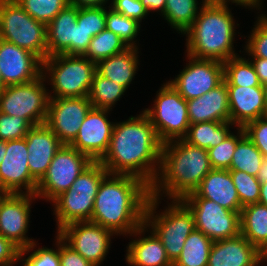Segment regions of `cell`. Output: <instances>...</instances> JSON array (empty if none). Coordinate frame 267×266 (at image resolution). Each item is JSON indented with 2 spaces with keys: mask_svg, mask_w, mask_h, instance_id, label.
Here are the masks:
<instances>
[{
  "mask_svg": "<svg viewBox=\"0 0 267 266\" xmlns=\"http://www.w3.org/2000/svg\"><path fill=\"white\" fill-rule=\"evenodd\" d=\"M162 142L142 111L115 122L110 144L99 161L111 174L132 175L151 186L160 169Z\"/></svg>",
  "mask_w": 267,
  "mask_h": 266,
  "instance_id": "cell-1",
  "label": "cell"
},
{
  "mask_svg": "<svg viewBox=\"0 0 267 266\" xmlns=\"http://www.w3.org/2000/svg\"><path fill=\"white\" fill-rule=\"evenodd\" d=\"M150 186L142 179L108 173L98 188L91 222L118 235H130L144 224Z\"/></svg>",
  "mask_w": 267,
  "mask_h": 266,
  "instance_id": "cell-2",
  "label": "cell"
},
{
  "mask_svg": "<svg viewBox=\"0 0 267 266\" xmlns=\"http://www.w3.org/2000/svg\"><path fill=\"white\" fill-rule=\"evenodd\" d=\"M211 170L207 149L184 139L162 143L160 169L150 186V196L182 199L194 192Z\"/></svg>",
  "mask_w": 267,
  "mask_h": 266,
  "instance_id": "cell-3",
  "label": "cell"
},
{
  "mask_svg": "<svg viewBox=\"0 0 267 266\" xmlns=\"http://www.w3.org/2000/svg\"><path fill=\"white\" fill-rule=\"evenodd\" d=\"M201 9L186 35V52L199 59L225 62L239 56L234 49L235 24L229 5L201 2ZM237 25V26H236Z\"/></svg>",
  "mask_w": 267,
  "mask_h": 266,
  "instance_id": "cell-4",
  "label": "cell"
},
{
  "mask_svg": "<svg viewBox=\"0 0 267 266\" xmlns=\"http://www.w3.org/2000/svg\"><path fill=\"white\" fill-rule=\"evenodd\" d=\"M160 199L149 197L144 214V225L162 241L168 258L174 262L182 252L185 240L195 229L194 217L181 199L170 200L168 207L157 213Z\"/></svg>",
  "mask_w": 267,
  "mask_h": 266,
  "instance_id": "cell-5",
  "label": "cell"
},
{
  "mask_svg": "<svg viewBox=\"0 0 267 266\" xmlns=\"http://www.w3.org/2000/svg\"><path fill=\"white\" fill-rule=\"evenodd\" d=\"M107 174L100 162H93L76 178L70 189L52 202L57 232L68 224L91 220L98 188Z\"/></svg>",
  "mask_w": 267,
  "mask_h": 266,
  "instance_id": "cell-6",
  "label": "cell"
},
{
  "mask_svg": "<svg viewBox=\"0 0 267 266\" xmlns=\"http://www.w3.org/2000/svg\"><path fill=\"white\" fill-rule=\"evenodd\" d=\"M95 73L96 63L84 55L58 54L43 61L42 74L53 90L50 98L88 96Z\"/></svg>",
  "mask_w": 267,
  "mask_h": 266,
  "instance_id": "cell-7",
  "label": "cell"
},
{
  "mask_svg": "<svg viewBox=\"0 0 267 266\" xmlns=\"http://www.w3.org/2000/svg\"><path fill=\"white\" fill-rule=\"evenodd\" d=\"M0 39L47 58L46 25L32 18L16 0H0Z\"/></svg>",
  "mask_w": 267,
  "mask_h": 266,
  "instance_id": "cell-8",
  "label": "cell"
},
{
  "mask_svg": "<svg viewBox=\"0 0 267 266\" xmlns=\"http://www.w3.org/2000/svg\"><path fill=\"white\" fill-rule=\"evenodd\" d=\"M151 108L143 109L162 143L183 139L190 123L187 101L168 82L157 91Z\"/></svg>",
  "mask_w": 267,
  "mask_h": 266,
  "instance_id": "cell-9",
  "label": "cell"
},
{
  "mask_svg": "<svg viewBox=\"0 0 267 266\" xmlns=\"http://www.w3.org/2000/svg\"><path fill=\"white\" fill-rule=\"evenodd\" d=\"M43 74L28 83L7 86L0 94V112L24 118L31 126L46 122L49 89Z\"/></svg>",
  "mask_w": 267,
  "mask_h": 266,
  "instance_id": "cell-10",
  "label": "cell"
},
{
  "mask_svg": "<svg viewBox=\"0 0 267 266\" xmlns=\"http://www.w3.org/2000/svg\"><path fill=\"white\" fill-rule=\"evenodd\" d=\"M92 163L93 161L82 152L70 145H62L37 184L36 197L53 202L70 189L76 178Z\"/></svg>",
  "mask_w": 267,
  "mask_h": 266,
  "instance_id": "cell-11",
  "label": "cell"
},
{
  "mask_svg": "<svg viewBox=\"0 0 267 266\" xmlns=\"http://www.w3.org/2000/svg\"><path fill=\"white\" fill-rule=\"evenodd\" d=\"M191 210L195 229L212 241L235 238L240 235V213L223 208L213 200L199 197L195 192L181 199Z\"/></svg>",
  "mask_w": 267,
  "mask_h": 266,
  "instance_id": "cell-12",
  "label": "cell"
},
{
  "mask_svg": "<svg viewBox=\"0 0 267 266\" xmlns=\"http://www.w3.org/2000/svg\"><path fill=\"white\" fill-rule=\"evenodd\" d=\"M57 235L93 265L99 266L111 248L116 234L91 221L74 222L61 228Z\"/></svg>",
  "mask_w": 267,
  "mask_h": 266,
  "instance_id": "cell-13",
  "label": "cell"
},
{
  "mask_svg": "<svg viewBox=\"0 0 267 266\" xmlns=\"http://www.w3.org/2000/svg\"><path fill=\"white\" fill-rule=\"evenodd\" d=\"M188 64L168 81L187 101L202 96L224 81L223 62L199 59L187 54Z\"/></svg>",
  "mask_w": 267,
  "mask_h": 266,
  "instance_id": "cell-14",
  "label": "cell"
},
{
  "mask_svg": "<svg viewBox=\"0 0 267 266\" xmlns=\"http://www.w3.org/2000/svg\"><path fill=\"white\" fill-rule=\"evenodd\" d=\"M36 195L6 193L0 201V234L20 250L29 247L34 239L28 238L31 204Z\"/></svg>",
  "mask_w": 267,
  "mask_h": 266,
  "instance_id": "cell-15",
  "label": "cell"
},
{
  "mask_svg": "<svg viewBox=\"0 0 267 266\" xmlns=\"http://www.w3.org/2000/svg\"><path fill=\"white\" fill-rule=\"evenodd\" d=\"M91 108L88 96L50 98L45 124L63 145H70Z\"/></svg>",
  "mask_w": 267,
  "mask_h": 266,
  "instance_id": "cell-16",
  "label": "cell"
},
{
  "mask_svg": "<svg viewBox=\"0 0 267 266\" xmlns=\"http://www.w3.org/2000/svg\"><path fill=\"white\" fill-rule=\"evenodd\" d=\"M28 155L25 138L6 141L5 156L0 164V187L6 193L35 195L38 182L30 174Z\"/></svg>",
  "mask_w": 267,
  "mask_h": 266,
  "instance_id": "cell-17",
  "label": "cell"
},
{
  "mask_svg": "<svg viewBox=\"0 0 267 266\" xmlns=\"http://www.w3.org/2000/svg\"><path fill=\"white\" fill-rule=\"evenodd\" d=\"M110 109L91 108L79 132L70 144L93 162H99L108 150L115 122L108 120Z\"/></svg>",
  "mask_w": 267,
  "mask_h": 266,
  "instance_id": "cell-18",
  "label": "cell"
},
{
  "mask_svg": "<svg viewBox=\"0 0 267 266\" xmlns=\"http://www.w3.org/2000/svg\"><path fill=\"white\" fill-rule=\"evenodd\" d=\"M43 61L32 52L0 39V72L7 86L31 82L42 75Z\"/></svg>",
  "mask_w": 267,
  "mask_h": 266,
  "instance_id": "cell-19",
  "label": "cell"
},
{
  "mask_svg": "<svg viewBox=\"0 0 267 266\" xmlns=\"http://www.w3.org/2000/svg\"><path fill=\"white\" fill-rule=\"evenodd\" d=\"M25 139L30 174L39 182L63 144L45 123L32 126Z\"/></svg>",
  "mask_w": 267,
  "mask_h": 266,
  "instance_id": "cell-20",
  "label": "cell"
},
{
  "mask_svg": "<svg viewBox=\"0 0 267 266\" xmlns=\"http://www.w3.org/2000/svg\"><path fill=\"white\" fill-rule=\"evenodd\" d=\"M226 86L228 89L230 122L236 128H243L249 122L265 116L266 102L263 86Z\"/></svg>",
  "mask_w": 267,
  "mask_h": 266,
  "instance_id": "cell-21",
  "label": "cell"
},
{
  "mask_svg": "<svg viewBox=\"0 0 267 266\" xmlns=\"http://www.w3.org/2000/svg\"><path fill=\"white\" fill-rule=\"evenodd\" d=\"M263 254L241 234L213 241L207 266H260Z\"/></svg>",
  "mask_w": 267,
  "mask_h": 266,
  "instance_id": "cell-22",
  "label": "cell"
},
{
  "mask_svg": "<svg viewBox=\"0 0 267 266\" xmlns=\"http://www.w3.org/2000/svg\"><path fill=\"white\" fill-rule=\"evenodd\" d=\"M148 231L143 224L130 234L131 237L139 236L126 246V263L130 266H173L162 241L152 231L149 232L151 235L145 236Z\"/></svg>",
  "mask_w": 267,
  "mask_h": 266,
  "instance_id": "cell-23",
  "label": "cell"
},
{
  "mask_svg": "<svg viewBox=\"0 0 267 266\" xmlns=\"http://www.w3.org/2000/svg\"><path fill=\"white\" fill-rule=\"evenodd\" d=\"M189 123L230 122L228 89L225 81L200 97L187 100Z\"/></svg>",
  "mask_w": 267,
  "mask_h": 266,
  "instance_id": "cell-24",
  "label": "cell"
},
{
  "mask_svg": "<svg viewBox=\"0 0 267 266\" xmlns=\"http://www.w3.org/2000/svg\"><path fill=\"white\" fill-rule=\"evenodd\" d=\"M78 7L68 4L46 26L47 57L58 54L75 55V23Z\"/></svg>",
  "mask_w": 267,
  "mask_h": 266,
  "instance_id": "cell-25",
  "label": "cell"
},
{
  "mask_svg": "<svg viewBox=\"0 0 267 266\" xmlns=\"http://www.w3.org/2000/svg\"><path fill=\"white\" fill-rule=\"evenodd\" d=\"M199 197L213 200L225 209L241 212L242 205L230 170L212 169L194 191Z\"/></svg>",
  "mask_w": 267,
  "mask_h": 266,
  "instance_id": "cell-26",
  "label": "cell"
},
{
  "mask_svg": "<svg viewBox=\"0 0 267 266\" xmlns=\"http://www.w3.org/2000/svg\"><path fill=\"white\" fill-rule=\"evenodd\" d=\"M138 50L140 49L129 47L119 54L98 61L96 72L127 90L139 69Z\"/></svg>",
  "mask_w": 267,
  "mask_h": 266,
  "instance_id": "cell-27",
  "label": "cell"
},
{
  "mask_svg": "<svg viewBox=\"0 0 267 266\" xmlns=\"http://www.w3.org/2000/svg\"><path fill=\"white\" fill-rule=\"evenodd\" d=\"M240 234L262 254L267 249V206L253 203L242 207Z\"/></svg>",
  "mask_w": 267,
  "mask_h": 266,
  "instance_id": "cell-28",
  "label": "cell"
},
{
  "mask_svg": "<svg viewBox=\"0 0 267 266\" xmlns=\"http://www.w3.org/2000/svg\"><path fill=\"white\" fill-rule=\"evenodd\" d=\"M231 122H198L190 124L187 135L183 138L187 143L209 149L220 144L230 133Z\"/></svg>",
  "mask_w": 267,
  "mask_h": 266,
  "instance_id": "cell-29",
  "label": "cell"
},
{
  "mask_svg": "<svg viewBox=\"0 0 267 266\" xmlns=\"http://www.w3.org/2000/svg\"><path fill=\"white\" fill-rule=\"evenodd\" d=\"M212 244L208 236L194 229L185 240L182 252L173 266H207Z\"/></svg>",
  "mask_w": 267,
  "mask_h": 266,
  "instance_id": "cell-30",
  "label": "cell"
},
{
  "mask_svg": "<svg viewBox=\"0 0 267 266\" xmlns=\"http://www.w3.org/2000/svg\"><path fill=\"white\" fill-rule=\"evenodd\" d=\"M202 2H206V0H202ZM199 4L201 3H198L197 0H166L162 16L178 34H184L195 21L201 9Z\"/></svg>",
  "mask_w": 267,
  "mask_h": 266,
  "instance_id": "cell-31",
  "label": "cell"
},
{
  "mask_svg": "<svg viewBox=\"0 0 267 266\" xmlns=\"http://www.w3.org/2000/svg\"><path fill=\"white\" fill-rule=\"evenodd\" d=\"M126 89L110 79L103 77L97 72L91 84L88 94L93 108L112 110L117 103L125 95Z\"/></svg>",
  "mask_w": 267,
  "mask_h": 266,
  "instance_id": "cell-32",
  "label": "cell"
},
{
  "mask_svg": "<svg viewBox=\"0 0 267 266\" xmlns=\"http://www.w3.org/2000/svg\"><path fill=\"white\" fill-rule=\"evenodd\" d=\"M226 85L255 87L263 86L250 59L236 56L223 62Z\"/></svg>",
  "mask_w": 267,
  "mask_h": 266,
  "instance_id": "cell-33",
  "label": "cell"
},
{
  "mask_svg": "<svg viewBox=\"0 0 267 266\" xmlns=\"http://www.w3.org/2000/svg\"><path fill=\"white\" fill-rule=\"evenodd\" d=\"M128 48L118 35L105 28L91 39L84 56L97 63L102 59L119 54Z\"/></svg>",
  "mask_w": 267,
  "mask_h": 266,
  "instance_id": "cell-34",
  "label": "cell"
},
{
  "mask_svg": "<svg viewBox=\"0 0 267 266\" xmlns=\"http://www.w3.org/2000/svg\"><path fill=\"white\" fill-rule=\"evenodd\" d=\"M264 156L257 149L254 143L245 135L235 148L231 165L228 170L244 171L249 175L255 176L261 167Z\"/></svg>",
  "mask_w": 267,
  "mask_h": 266,
  "instance_id": "cell-35",
  "label": "cell"
},
{
  "mask_svg": "<svg viewBox=\"0 0 267 266\" xmlns=\"http://www.w3.org/2000/svg\"><path fill=\"white\" fill-rule=\"evenodd\" d=\"M108 9L106 8V29L118 35L128 47L139 48L135 38L140 33L141 23L114 11L109 6Z\"/></svg>",
  "mask_w": 267,
  "mask_h": 266,
  "instance_id": "cell-36",
  "label": "cell"
},
{
  "mask_svg": "<svg viewBox=\"0 0 267 266\" xmlns=\"http://www.w3.org/2000/svg\"><path fill=\"white\" fill-rule=\"evenodd\" d=\"M19 5L36 21L46 26L64 9L68 0H16Z\"/></svg>",
  "mask_w": 267,
  "mask_h": 266,
  "instance_id": "cell-37",
  "label": "cell"
},
{
  "mask_svg": "<svg viewBox=\"0 0 267 266\" xmlns=\"http://www.w3.org/2000/svg\"><path fill=\"white\" fill-rule=\"evenodd\" d=\"M236 129V135L231 132L220 144L207 150L212 169L230 168L237 143L245 136L243 128Z\"/></svg>",
  "mask_w": 267,
  "mask_h": 266,
  "instance_id": "cell-38",
  "label": "cell"
},
{
  "mask_svg": "<svg viewBox=\"0 0 267 266\" xmlns=\"http://www.w3.org/2000/svg\"><path fill=\"white\" fill-rule=\"evenodd\" d=\"M55 237L56 249L39 247L35 250L36 245H39L37 242H33L29 247L21 249L19 261L23 263L22 266H60L59 236L56 235ZM29 252H31L30 255L27 258H23Z\"/></svg>",
  "mask_w": 267,
  "mask_h": 266,
  "instance_id": "cell-39",
  "label": "cell"
},
{
  "mask_svg": "<svg viewBox=\"0 0 267 266\" xmlns=\"http://www.w3.org/2000/svg\"><path fill=\"white\" fill-rule=\"evenodd\" d=\"M232 181L238 192L241 205L259 203L261 184L255 176L244 171L230 170Z\"/></svg>",
  "mask_w": 267,
  "mask_h": 266,
  "instance_id": "cell-40",
  "label": "cell"
},
{
  "mask_svg": "<svg viewBox=\"0 0 267 266\" xmlns=\"http://www.w3.org/2000/svg\"><path fill=\"white\" fill-rule=\"evenodd\" d=\"M249 35L244 45L245 52L251 57L267 59V14L262 13L257 17L256 24Z\"/></svg>",
  "mask_w": 267,
  "mask_h": 266,
  "instance_id": "cell-41",
  "label": "cell"
},
{
  "mask_svg": "<svg viewBox=\"0 0 267 266\" xmlns=\"http://www.w3.org/2000/svg\"><path fill=\"white\" fill-rule=\"evenodd\" d=\"M77 24H81L94 37L106 28V7L78 8Z\"/></svg>",
  "mask_w": 267,
  "mask_h": 266,
  "instance_id": "cell-42",
  "label": "cell"
},
{
  "mask_svg": "<svg viewBox=\"0 0 267 266\" xmlns=\"http://www.w3.org/2000/svg\"><path fill=\"white\" fill-rule=\"evenodd\" d=\"M32 126L19 116L0 112V140L11 141L25 138Z\"/></svg>",
  "mask_w": 267,
  "mask_h": 266,
  "instance_id": "cell-43",
  "label": "cell"
},
{
  "mask_svg": "<svg viewBox=\"0 0 267 266\" xmlns=\"http://www.w3.org/2000/svg\"><path fill=\"white\" fill-rule=\"evenodd\" d=\"M243 129L262 155L267 157V116L249 122Z\"/></svg>",
  "mask_w": 267,
  "mask_h": 266,
  "instance_id": "cell-44",
  "label": "cell"
},
{
  "mask_svg": "<svg viewBox=\"0 0 267 266\" xmlns=\"http://www.w3.org/2000/svg\"><path fill=\"white\" fill-rule=\"evenodd\" d=\"M111 6L114 11L122 15L137 20L139 23L147 17L148 11L142 5L141 0H111Z\"/></svg>",
  "mask_w": 267,
  "mask_h": 266,
  "instance_id": "cell-45",
  "label": "cell"
},
{
  "mask_svg": "<svg viewBox=\"0 0 267 266\" xmlns=\"http://www.w3.org/2000/svg\"><path fill=\"white\" fill-rule=\"evenodd\" d=\"M60 266H95L59 237Z\"/></svg>",
  "mask_w": 267,
  "mask_h": 266,
  "instance_id": "cell-46",
  "label": "cell"
},
{
  "mask_svg": "<svg viewBox=\"0 0 267 266\" xmlns=\"http://www.w3.org/2000/svg\"><path fill=\"white\" fill-rule=\"evenodd\" d=\"M19 259L20 249L0 234V266H13Z\"/></svg>",
  "mask_w": 267,
  "mask_h": 266,
  "instance_id": "cell-47",
  "label": "cell"
},
{
  "mask_svg": "<svg viewBox=\"0 0 267 266\" xmlns=\"http://www.w3.org/2000/svg\"><path fill=\"white\" fill-rule=\"evenodd\" d=\"M93 36L81 24L75 23V55H84Z\"/></svg>",
  "mask_w": 267,
  "mask_h": 266,
  "instance_id": "cell-48",
  "label": "cell"
},
{
  "mask_svg": "<svg viewBox=\"0 0 267 266\" xmlns=\"http://www.w3.org/2000/svg\"><path fill=\"white\" fill-rule=\"evenodd\" d=\"M211 3H217V4H223V5H229V3H235L236 5H240L242 7H245L246 9H257V11L261 10L263 7L262 1L263 0H206ZM248 7V8H247Z\"/></svg>",
  "mask_w": 267,
  "mask_h": 266,
  "instance_id": "cell-49",
  "label": "cell"
},
{
  "mask_svg": "<svg viewBox=\"0 0 267 266\" xmlns=\"http://www.w3.org/2000/svg\"><path fill=\"white\" fill-rule=\"evenodd\" d=\"M250 62L253 64L259 81L262 85L267 83V59L261 57H251Z\"/></svg>",
  "mask_w": 267,
  "mask_h": 266,
  "instance_id": "cell-50",
  "label": "cell"
},
{
  "mask_svg": "<svg viewBox=\"0 0 267 266\" xmlns=\"http://www.w3.org/2000/svg\"><path fill=\"white\" fill-rule=\"evenodd\" d=\"M141 3L148 13L158 11L159 13L161 12L160 16L164 14L166 0H141Z\"/></svg>",
  "mask_w": 267,
  "mask_h": 266,
  "instance_id": "cell-51",
  "label": "cell"
},
{
  "mask_svg": "<svg viewBox=\"0 0 267 266\" xmlns=\"http://www.w3.org/2000/svg\"><path fill=\"white\" fill-rule=\"evenodd\" d=\"M109 0H68L69 4L82 7H99L105 6Z\"/></svg>",
  "mask_w": 267,
  "mask_h": 266,
  "instance_id": "cell-52",
  "label": "cell"
},
{
  "mask_svg": "<svg viewBox=\"0 0 267 266\" xmlns=\"http://www.w3.org/2000/svg\"><path fill=\"white\" fill-rule=\"evenodd\" d=\"M256 178L258 179L260 184L267 182V157L263 158Z\"/></svg>",
  "mask_w": 267,
  "mask_h": 266,
  "instance_id": "cell-53",
  "label": "cell"
},
{
  "mask_svg": "<svg viewBox=\"0 0 267 266\" xmlns=\"http://www.w3.org/2000/svg\"><path fill=\"white\" fill-rule=\"evenodd\" d=\"M259 203L267 206V182L261 184Z\"/></svg>",
  "mask_w": 267,
  "mask_h": 266,
  "instance_id": "cell-54",
  "label": "cell"
},
{
  "mask_svg": "<svg viewBox=\"0 0 267 266\" xmlns=\"http://www.w3.org/2000/svg\"><path fill=\"white\" fill-rule=\"evenodd\" d=\"M6 152V141L0 140V164L5 156Z\"/></svg>",
  "mask_w": 267,
  "mask_h": 266,
  "instance_id": "cell-55",
  "label": "cell"
},
{
  "mask_svg": "<svg viewBox=\"0 0 267 266\" xmlns=\"http://www.w3.org/2000/svg\"><path fill=\"white\" fill-rule=\"evenodd\" d=\"M7 88V85L3 81L1 72H0V94Z\"/></svg>",
  "mask_w": 267,
  "mask_h": 266,
  "instance_id": "cell-56",
  "label": "cell"
},
{
  "mask_svg": "<svg viewBox=\"0 0 267 266\" xmlns=\"http://www.w3.org/2000/svg\"><path fill=\"white\" fill-rule=\"evenodd\" d=\"M264 92H265V102H266V108H265V116H267V83L263 85Z\"/></svg>",
  "mask_w": 267,
  "mask_h": 266,
  "instance_id": "cell-57",
  "label": "cell"
},
{
  "mask_svg": "<svg viewBox=\"0 0 267 266\" xmlns=\"http://www.w3.org/2000/svg\"><path fill=\"white\" fill-rule=\"evenodd\" d=\"M6 195V192L0 187V201Z\"/></svg>",
  "mask_w": 267,
  "mask_h": 266,
  "instance_id": "cell-58",
  "label": "cell"
},
{
  "mask_svg": "<svg viewBox=\"0 0 267 266\" xmlns=\"http://www.w3.org/2000/svg\"><path fill=\"white\" fill-rule=\"evenodd\" d=\"M263 262H264V264H265V262L267 263V249L263 253Z\"/></svg>",
  "mask_w": 267,
  "mask_h": 266,
  "instance_id": "cell-59",
  "label": "cell"
}]
</instances>
